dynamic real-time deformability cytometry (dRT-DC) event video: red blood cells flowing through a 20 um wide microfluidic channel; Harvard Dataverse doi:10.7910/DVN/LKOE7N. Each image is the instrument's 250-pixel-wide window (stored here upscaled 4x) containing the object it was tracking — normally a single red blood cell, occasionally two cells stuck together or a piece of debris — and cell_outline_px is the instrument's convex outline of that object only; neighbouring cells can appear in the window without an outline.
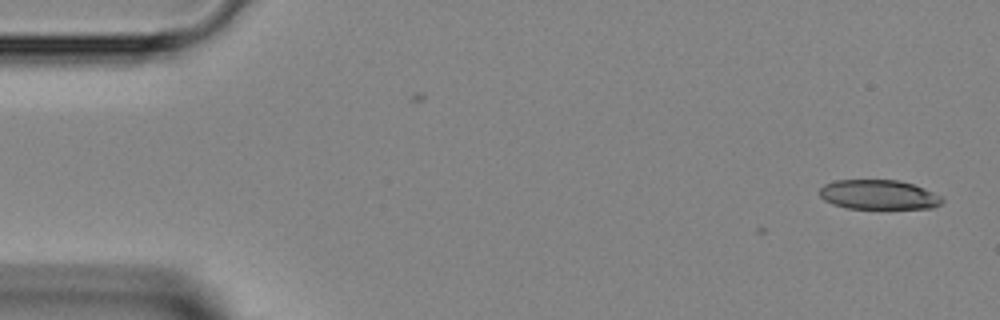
{"species": "Egyptian fruit bat (a non-hibernating species)", "species_latin": "Rousettus aegyptiacus", "temperature_condition": "room temperature", "stored_images_in_passage": 4, "camera_frame_rate_fps": 3000, "um_per_image_px": 0.085, "animal": {"sex": "female"}, "frame": {"image": 1, "passage_image": 1, "time_ms": 0.0, "image_size_px": [1000, 320], "cell_outline_px": [[944, 200], [940, 204], [932, 208], [848, 208], [832, 204], [824, 200], [820, 196], [820, 188], [824, 184], [836, 180], [900, 180], [924, 188], [940, 196]], "centroid_in_image_um": [74.66, 16.54], "position_along_channel_um": 10.3, "area_um2": 20.98}}